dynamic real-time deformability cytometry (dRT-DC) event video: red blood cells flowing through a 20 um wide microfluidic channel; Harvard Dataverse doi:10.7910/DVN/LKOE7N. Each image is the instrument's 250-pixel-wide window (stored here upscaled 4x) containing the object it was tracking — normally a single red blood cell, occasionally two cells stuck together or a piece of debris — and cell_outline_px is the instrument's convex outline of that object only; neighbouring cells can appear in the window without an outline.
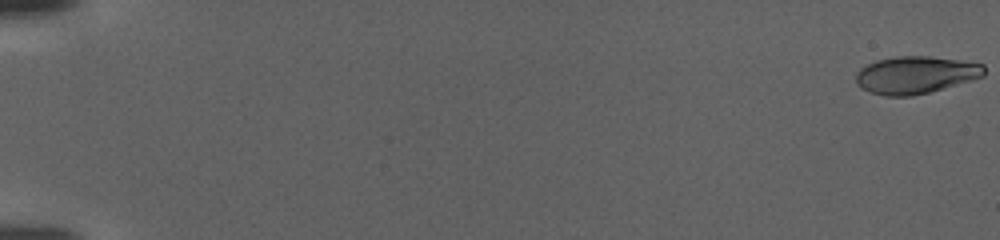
{"species": "human", "species_latin": "Homo sapiens", "temperature_condition": "warm", "stored_images_in_passage": 117, "camera_frame_rate_fps": 3000, "um_per_image_px": 0.085, "donor": {"sex": "female"}, "frame": {"image": 1, "passage_image": 1, "time_ms": 0.0, "image_size_px": [1000, 240], "cell_outline_px": [[984, 76], [928, 92], [912, 96], [884, 96], [872, 92], [864, 88], [856, 80], [856, 72], [860, 68], [876, 60], [896, 56], [928, 56], [984, 64]], "centroid_in_image_um": [77.81, 6.36], "position_along_channel_um": 7.2, "area_um2": 27.46}}
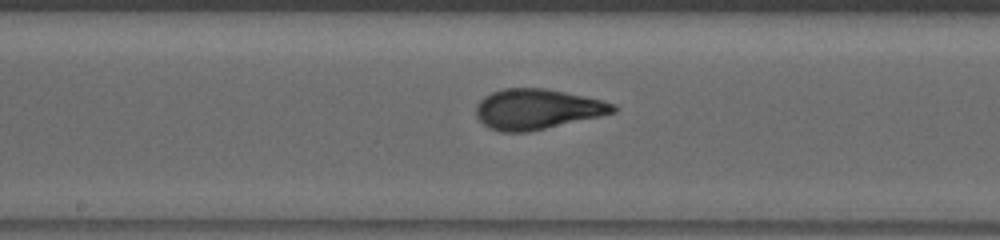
{"frame": {"image": 2, "passage_image": 66, "time_ms": 21.667, "image_size_px": [1000, 240], "cell_outline_px": [[620, 108], [616, 112], [600, 116], [528, 132], [500, 132], [488, 128], [476, 116], [476, 104], [484, 96], [492, 92], [504, 88], [544, 88], [584, 96], [616, 104]], "centroid_in_image_um": [45.65, 9.28], "position_along_channel_um": 202.6, "area_um2": 32.19}}
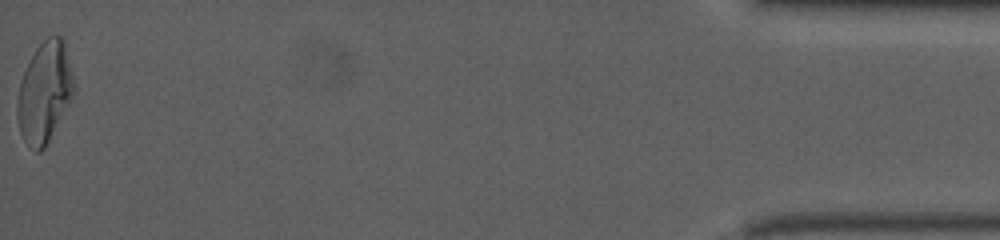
{"frame": {"image": 3, "passage_image": 117, "time_ms": 38.667, "image_size_px": [1000, 240], "cell_outline_px": [[76, 92], [44, 148], [40, 152], [36, 152], [24, 140], [20, 132], [16, 116], [16, 104], [20, 84], [24, 72], [36, 48], [48, 36], [64, 36]], "centroid_in_image_um": [3.8, 7.84], "position_along_channel_um": 431.4, "area_um2": 33.12}}